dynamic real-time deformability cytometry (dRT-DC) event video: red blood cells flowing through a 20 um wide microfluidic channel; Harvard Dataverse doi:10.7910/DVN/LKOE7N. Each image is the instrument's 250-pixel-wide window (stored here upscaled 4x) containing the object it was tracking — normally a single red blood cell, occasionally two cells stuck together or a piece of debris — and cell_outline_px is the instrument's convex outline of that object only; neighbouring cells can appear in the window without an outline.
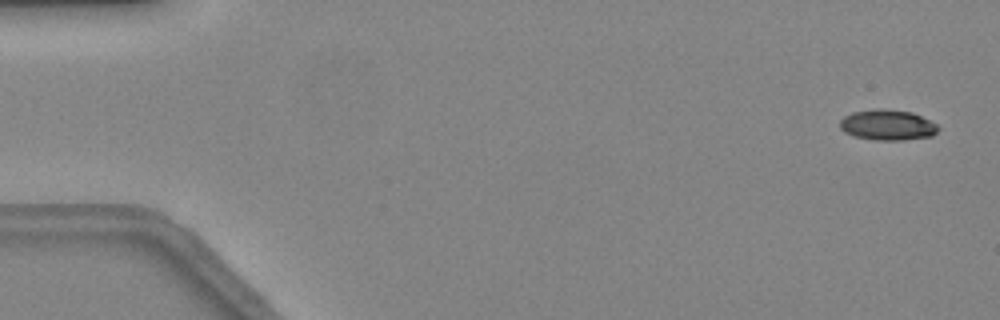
{"species": "common noctule bat (a hibernating species)", "species_latin": "Nyctalus noctula", "temperature_condition": "warm", "stored_images_in_passage": 6, "camera_frame_rate_fps": 3000, "um_per_image_px": 0.085, "animal": {"sex": "female", "body_mass_g": 24.6, "forearm_length_mm": 56.2}, "frame": {"image": 1, "passage_image": 2, "time_ms": 0.333, "image_size_px": [1000, 320], "cell_outline_px": [[940, 128], [932, 136], [904, 140], [872, 140], [852, 136], [844, 132], [840, 128], [840, 120], [844, 116], [852, 112], [880, 108], [912, 112], [936, 124]], "centroid_in_image_um": [75.41, 10.63], "position_along_channel_um": 9.6, "area_um2": 17.57}}